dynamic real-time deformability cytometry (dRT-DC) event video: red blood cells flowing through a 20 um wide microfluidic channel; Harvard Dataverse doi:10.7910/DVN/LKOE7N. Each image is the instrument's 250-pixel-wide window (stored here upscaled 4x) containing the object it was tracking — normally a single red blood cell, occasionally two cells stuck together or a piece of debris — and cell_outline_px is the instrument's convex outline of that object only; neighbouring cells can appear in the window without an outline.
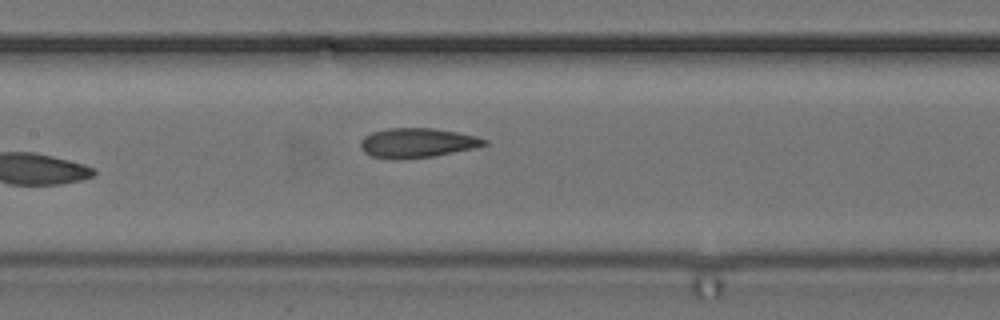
{"species": "common noctule bat (a hibernating species)", "species_latin": "Nyctalus noctula", "temperature_condition": "cold", "stored_images_in_passage": 7, "camera_frame_rate_fps": 3000, "um_per_image_px": 0.085, "animal": {"sex": "female", "body_mass_g": 24.6, "forearm_length_mm": 56.2}, "frame": {"image": 1, "passage_image": 7, "time_ms": 2.0, "image_size_px": [1000, 320], "cell_outline_px": [[488, 144], [472, 148], [436, 156], [400, 160], [372, 156], [364, 152], [360, 148], [360, 140], [364, 136], [372, 132], [388, 128], [432, 128], [456, 132], [476, 136], [488, 140]], "centroid_in_image_um": [35.43, 12.15], "position_along_channel_um": 172.0, "area_um2": 21.39}}